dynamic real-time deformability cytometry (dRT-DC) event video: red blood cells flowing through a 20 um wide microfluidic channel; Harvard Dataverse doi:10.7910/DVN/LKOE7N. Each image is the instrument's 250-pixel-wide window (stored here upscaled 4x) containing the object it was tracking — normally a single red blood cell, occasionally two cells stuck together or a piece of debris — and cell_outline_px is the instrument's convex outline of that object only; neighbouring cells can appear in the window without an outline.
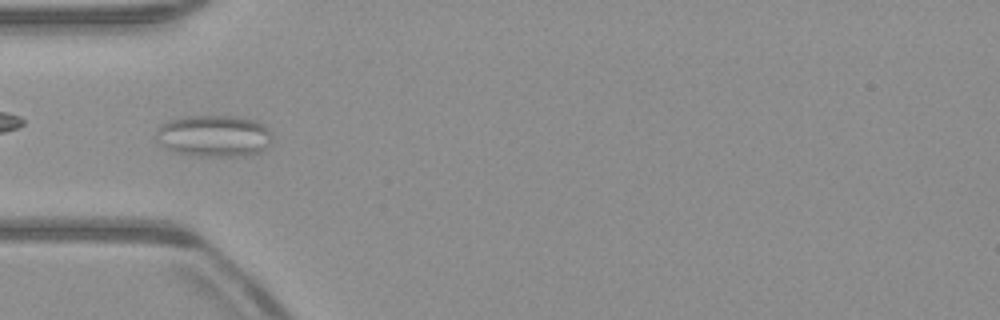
{"species": "common noctule bat (a hibernating species)", "species_latin": "Nyctalus noctula", "temperature_condition": "warm", "stored_images_in_passage": 39, "camera_frame_rate_fps": 3000, "um_per_image_px": 0.085, "animal": {"sex": "male", "body_mass_g": 23.1, "forearm_length_mm": 52.7}, "frame": {"image": 1, "passage_image": 2, "time_ms": 0.333, "image_size_px": [1000, 320], "cell_outline_px": [[272, 140], [260, 152], [244, 156], [196, 156], [172, 152], [164, 148], [152, 136], [164, 124], [172, 120], [184, 116], [236, 116], [256, 120], [268, 128], [272, 136]], "centroid_in_image_um": [18.17, 11.57], "position_along_channel_um": 66.8, "area_um2": 28.5}}
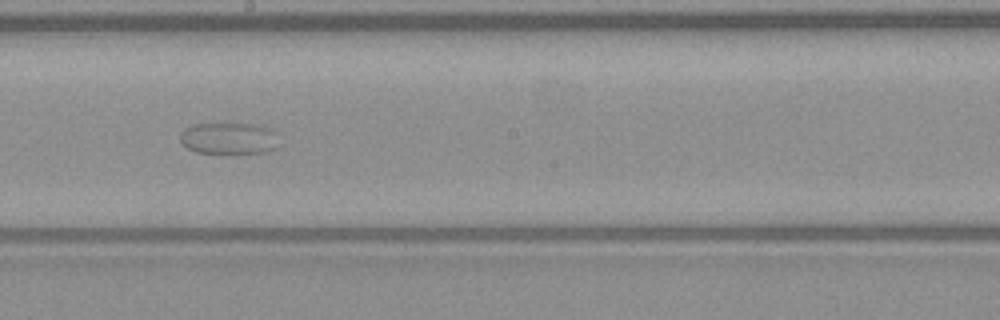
{"frame": {"image": 2, "passage_image": 15, "time_ms": 4.667, "image_size_px": [1000, 320], "cell_outline_px": [[280, 132], [276, 148], [268, 152], [196, 152], [188, 148], [180, 140], [180, 132], [184, 128], [196, 124], [260, 124]], "centroid_in_image_um": [19.53, 11.73], "position_along_channel_um": 228.7, "area_um2": 18.26}}
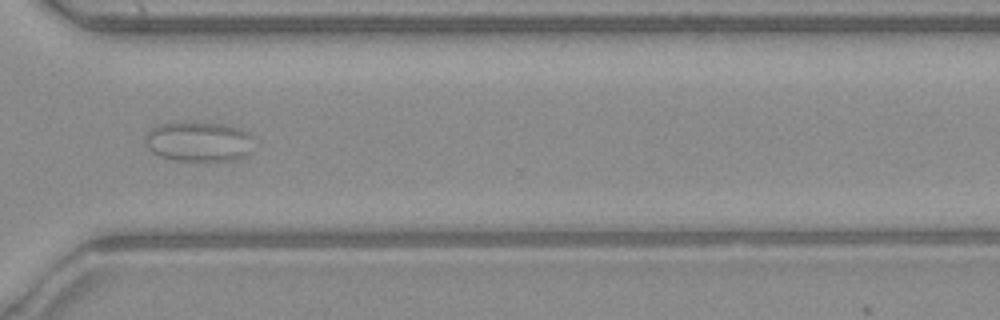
{"frame": {"image": 3, "passage_image": 25, "time_ms": 8.0, "image_size_px": [1000, 320], "cell_outline_px": [[252, 152], [244, 156], [232, 160], [172, 160], [160, 156], [152, 152], [144, 144], [148, 132], [152, 128], [160, 124], [176, 120], [224, 124], [240, 128], [248, 132], [252, 136]], "centroid_in_image_um": [16.88, 12.0], "position_along_channel_um": 353.7, "area_um2": 25.72}}